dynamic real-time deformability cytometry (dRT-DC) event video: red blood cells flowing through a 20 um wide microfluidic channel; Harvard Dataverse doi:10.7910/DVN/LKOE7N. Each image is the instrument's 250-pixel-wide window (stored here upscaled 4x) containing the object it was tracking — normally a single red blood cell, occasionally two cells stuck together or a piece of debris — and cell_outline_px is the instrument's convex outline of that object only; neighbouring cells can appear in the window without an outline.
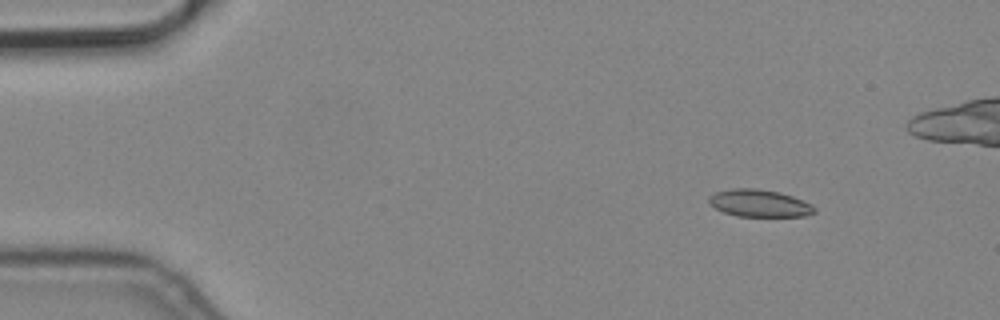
{"species": "common noctule bat (a hibernating species)", "species_latin": "Nyctalus noctula", "temperature_condition": "cold", "stored_images_in_passage": 5, "camera_frame_rate_fps": 3000, "um_per_image_px": 0.085, "animal": {"sex": "male", "body_mass_g": 19.2, "forearm_length_mm": 51.8}, "frame": {"image": 1, "passage_image": 2, "time_ms": 0.333, "image_size_px": [1000, 320], "cell_outline_px": [[816, 212], [804, 216], [736, 216], [724, 212], [716, 208], [708, 200], [708, 196], [716, 192], [732, 188], [756, 188], [780, 192], [792, 196], [812, 204], [816, 208]], "centroid_in_image_um": [64.56, 17.27], "position_along_channel_um": 20.4, "area_um2": 16.76}}